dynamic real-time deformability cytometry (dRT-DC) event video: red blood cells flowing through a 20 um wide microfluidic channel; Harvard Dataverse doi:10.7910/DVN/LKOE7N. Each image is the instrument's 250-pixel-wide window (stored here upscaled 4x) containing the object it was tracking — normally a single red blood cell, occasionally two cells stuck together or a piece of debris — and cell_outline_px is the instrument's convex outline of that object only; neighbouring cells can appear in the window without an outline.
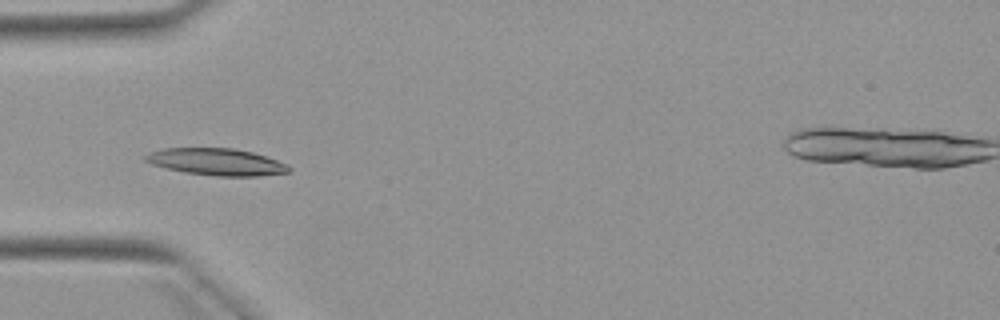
{"species": "Egyptian fruit bat (a non-hibernating species)", "species_latin": "Rousettus aegyptiacus", "temperature_condition": "warm", "stored_images_in_passage": 6, "camera_frame_rate_fps": 3000, "um_per_image_px": 0.085, "animal": {"sex": "female"}, "frame": {"image": 1, "passage_image": 4, "time_ms": 3.333, "image_size_px": [1000, 320], "cell_outline_px": [[292, 168], [288, 172], [256, 176], [216, 176], [184, 172], [152, 164], [144, 160], [144, 156], [160, 148], [232, 148], [252, 152], [288, 164]], "centroid_in_image_um": [18.4, 13.76], "position_along_channel_um": 66.6, "area_um2": 22.31}}
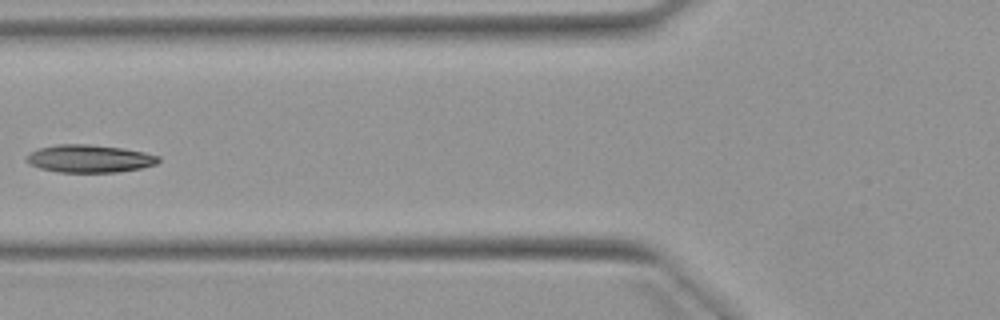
{"frame": {"image": 2, "passage_image": 5, "time_ms": 4.667, "image_size_px": [1000, 320], "cell_outline_px": [[160, 160], [156, 164], [140, 168], [116, 172], [60, 172], [40, 168], [28, 164], [24, 160], [28, 152], [40, 148], [56, 144], [88, 144], [120, 148], [144, 152], [160, 156]], "centroid_in_image_um": [7.56, 13.48], "position_along_channel_um": 118.2, "area_um2": 21.33}}
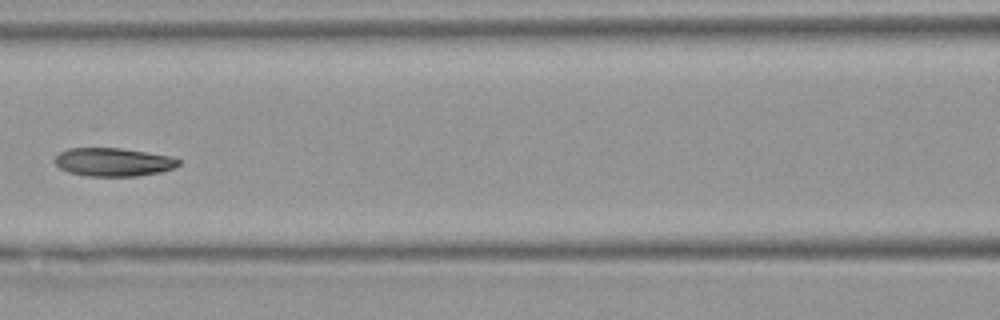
{"frame": {"image": 3, "passage_image": 6, "time_ms": 5.667, "image_size_px": [1000, 320], "cell_outline_px": [[180, 164], [176, 168], [160, 172], [136, 176], [88, 176], [68, 172], [60, 168], [56, 164], [56, 156], [60, 152], [68, 148], [120, 148], [168, 156], [180, 160]], "centroid_in_image_um": [9.63, 13.78], "position_along_channel_um": 157.0, "area_um2": 20.29}}